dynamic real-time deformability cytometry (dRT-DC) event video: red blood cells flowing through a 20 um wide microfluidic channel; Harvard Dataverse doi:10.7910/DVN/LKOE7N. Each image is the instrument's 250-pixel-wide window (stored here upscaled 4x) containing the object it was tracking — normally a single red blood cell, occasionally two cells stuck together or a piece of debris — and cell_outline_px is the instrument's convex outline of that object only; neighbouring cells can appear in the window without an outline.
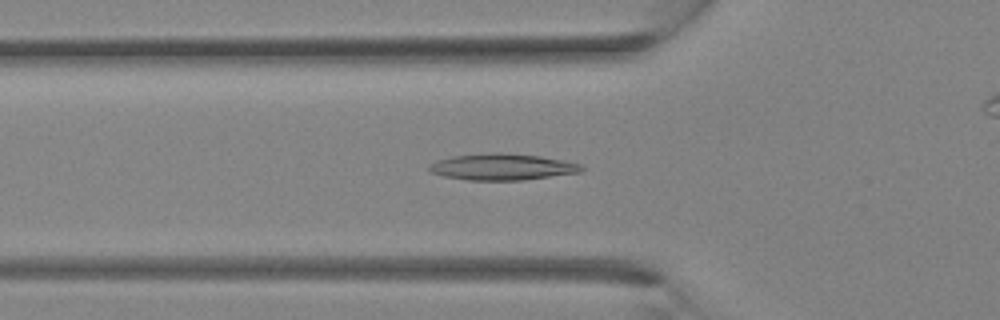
{"species": "Egyptian fruit bat (a non-hibernating species)", "species_latin": "Rousettus aegyptiacus", "temperature_condition": "room temperature", "stored_images_in_passage": 25, "camera_frame_rate_fps": 3000, "um_per_image_px": 0.085, "animal": {"sex": "female"}, "frame": {"image": 1, "passage_image": 4, "time_ms": 1.0, "image_size_px": [1000, 320], "cell_outline_px": [[584, 168], [580, 172], [524, 180], [468, 180], [444, 176], [432, 172], [428, 168], [428, 164], [436, 160], [452, 156], [492, 152], [500, 152], [540, 156], [564, 160], [580, 164]], "centroid_in_image_um": [42.67, 14.18], "position_along_channel_um": 83.1, "area_um2": 23.47}}
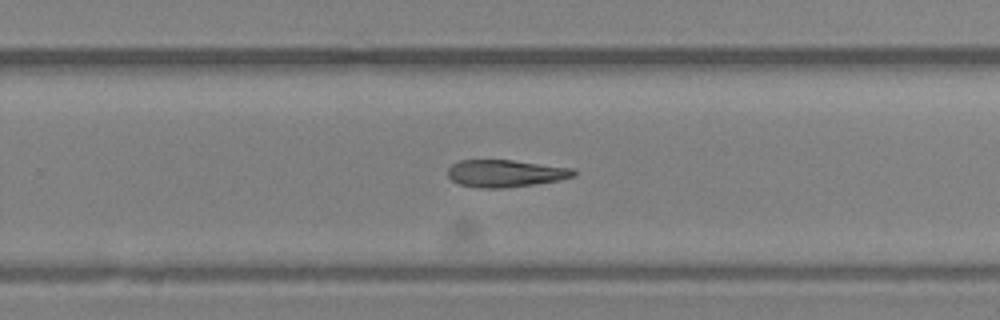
{"frame": {"image": 2, "passage_image": 14, "time_ms": 4.333, "image_size_px": [1000, 320], "cell_outline_px": [[576, 176], [560, 180], [504, 188], [480, 188], [460, 184], [452, 180], [448, 176], [448, 168], [452, 164], [460, 160], [512, 160], [572, 168], [576, 172]], "centroid_in_image_um": [42.96, 14.73], "position_along_channel_um": 286.8, "area_um2": 19.88}}
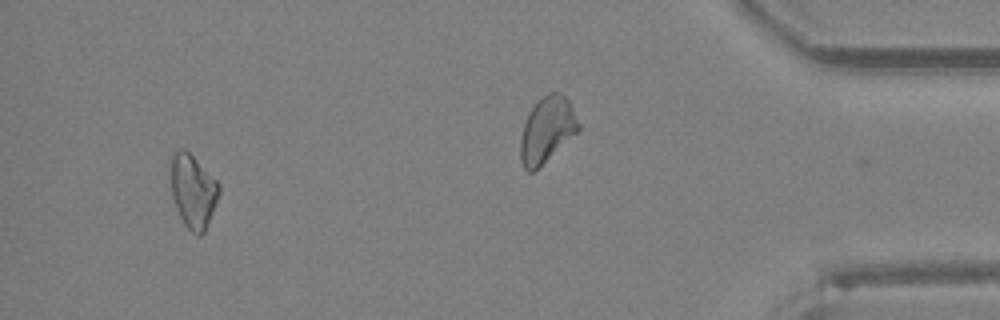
{"frame": {"image": 3, "passage_image": 24, "time_ms": 7.667, "image_size_px": [1000, 320], "cell_outline_px": [[220, 192], [204, 232], [200, 236], [196, 236], [184, 224], [176, 208], [172, 196], [168, 164], [168, 160], [172, 152], [180, 148], [184, 148], [220, 184]], "centroid_in_image_um": [16.35, 16.2], "position_along_channel_um": 418.9, "area_um2": 20.92}}